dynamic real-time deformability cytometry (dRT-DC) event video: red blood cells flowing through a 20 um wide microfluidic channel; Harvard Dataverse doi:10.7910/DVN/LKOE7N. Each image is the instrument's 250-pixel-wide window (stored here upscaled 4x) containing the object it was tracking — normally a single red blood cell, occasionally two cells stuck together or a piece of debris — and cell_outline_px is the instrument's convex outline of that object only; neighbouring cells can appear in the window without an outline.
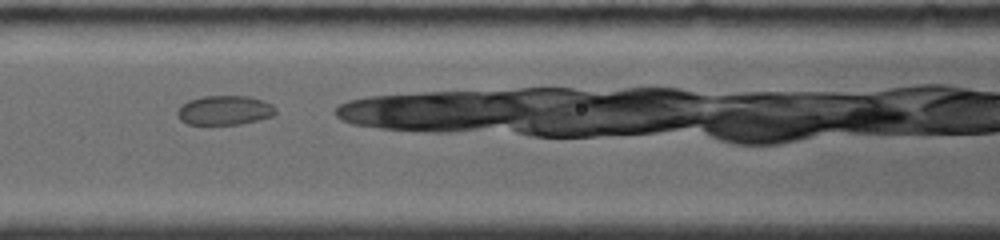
{"species": "common noctule bat (a hibernating species)", "species_latin": "Nyctalus noctula", "temperature_condition": "room temperature", "stored_images_in_passage": 11, "camera_frame_rate_fps": 4000, "um_per_image_px": 0.085, "animal": {"sex": "female", "body_mass_g": 19.0, "forearm_length_mm": 56.7}, "frame": {"image": 1, "passage_image": 5, "time_ms": 3.0, "image_size_px": [1000, 240], "cell_outline_px": [[276, 112], [272, 116], [240, 124], [188, 124], [180, 120], [176, 116], [176, 112], [180, 104], [188, 100], [204, 96], [252, 96], [272, 104], [276, 108]], "centroid_in_image_um": [19.06, 9.36], "position_along_channel_um": 147.5, "area_um2": 16.94}}
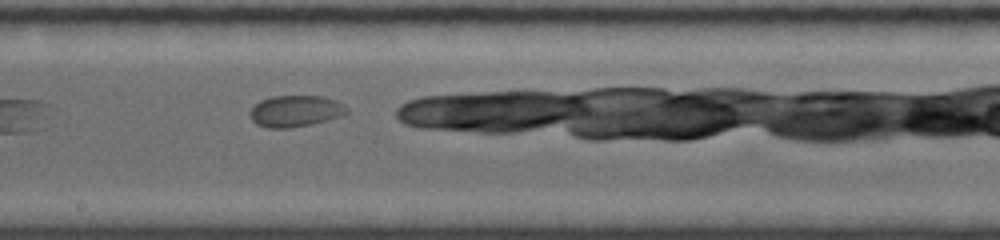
{"frame": {"image": 2, "passage_image": 7, "time_ms": 5.0, "image_size_px": [1000, 240], "cell_outline_px": [[348, 112], [344, 116], [312, 124], [288, 128], [268, 128], [256, 124], [252, 120], [248, 112], [260, 100], [272, 96], [324, 96], [336, 100], [344, 104], [348, 108]], "centroid_in_image_um": [25.14, 9.44], "position_along_channel_um": 223.1, "area_um2": 17.98}}
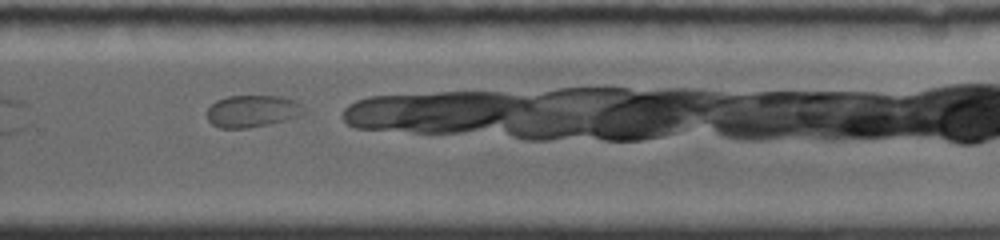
{"frame": {"image": 3, "passage_image": 10, "time_ms": 7.25, "image_size_px": [1000, 240], "cell_outline_px": [[304, 112], [300, 116], [268, 124], [248, 128], [220, 128], [212, 124], [208, 120], [208, 108], [216, 100], [228, 96], [280, 96], [296, 100], [304, 108]], "centroid_in_image_um": [21.45, 9.44], "position_along_channel_um": 308.4, "area_um2": 18.03}}